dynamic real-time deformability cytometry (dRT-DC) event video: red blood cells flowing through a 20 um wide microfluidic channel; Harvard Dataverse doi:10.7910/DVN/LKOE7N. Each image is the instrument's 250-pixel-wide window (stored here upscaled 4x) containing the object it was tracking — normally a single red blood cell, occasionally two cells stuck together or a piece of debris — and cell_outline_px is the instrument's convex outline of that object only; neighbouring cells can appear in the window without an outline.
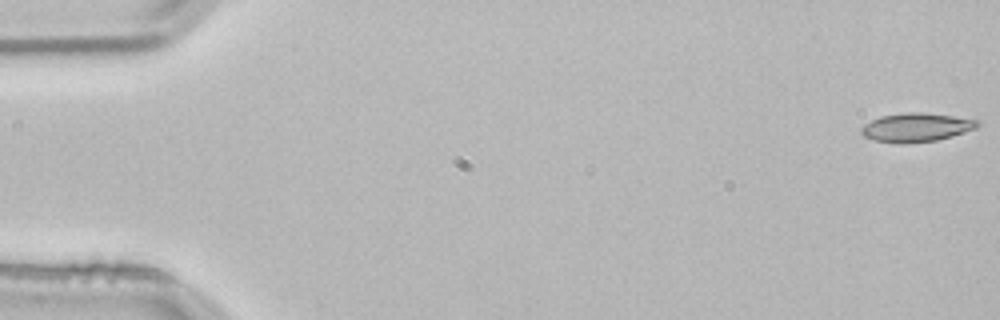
{"species": "common noctule bat (a hibernating species)", "species_latin": "Nyctalus noctula", "temperature_condition": "room temperature", "stored_images_in_passage": 5, "camera_frame_rate_fps": 3000, "um_per_image_px": 0.085, "animal": {"sex": "male", "body_mass_g": 21.5, "forearm_length_mm": 52.0}, "frame": {"image": 1, "passage_image": 1, "time_ms": 0.0, "image_size_px": [1000, 320], "cell_outline_px": [[980, 124], [976, 128], [952, 136], [936, 140], [904, 144], [896, 144], [872, 140], [864, 136], [860, 132], [860, 128], [864, 124], [880, 116], [908, 112], [924, 112], [980, 120]], "centroid_in_image_um": [77.85, 10.83], "position_along_channel_um": 7.1, "area_um2": 19.65}}
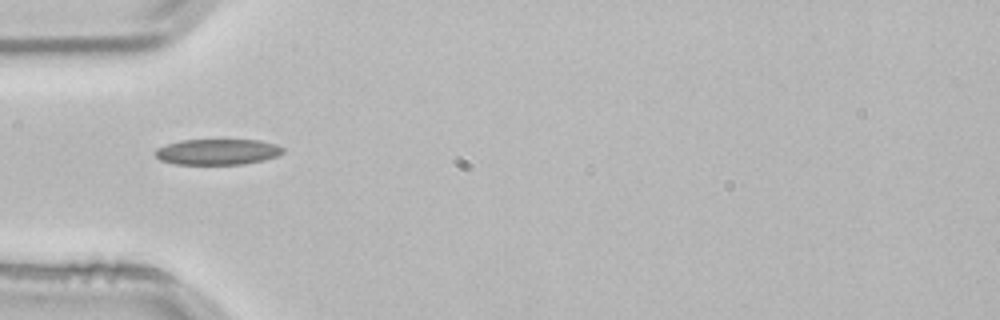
{"frame": {"image": 2, "passage_image": 4, "time_ms": 1.0, "image_size_px": [1000, 320], "cell_outline_px": [[284, 152], [276, 156], [264, 160], [244, 164], [176, 164], [160, 160], [156, 156], [156, 148], [180, 140], [260, 140], [276, 144], [284, 148]], "centroid_in_image_um": [18.51, 12.9], "position_along_channel_um": 66.5, "area_um2": 19.13}}